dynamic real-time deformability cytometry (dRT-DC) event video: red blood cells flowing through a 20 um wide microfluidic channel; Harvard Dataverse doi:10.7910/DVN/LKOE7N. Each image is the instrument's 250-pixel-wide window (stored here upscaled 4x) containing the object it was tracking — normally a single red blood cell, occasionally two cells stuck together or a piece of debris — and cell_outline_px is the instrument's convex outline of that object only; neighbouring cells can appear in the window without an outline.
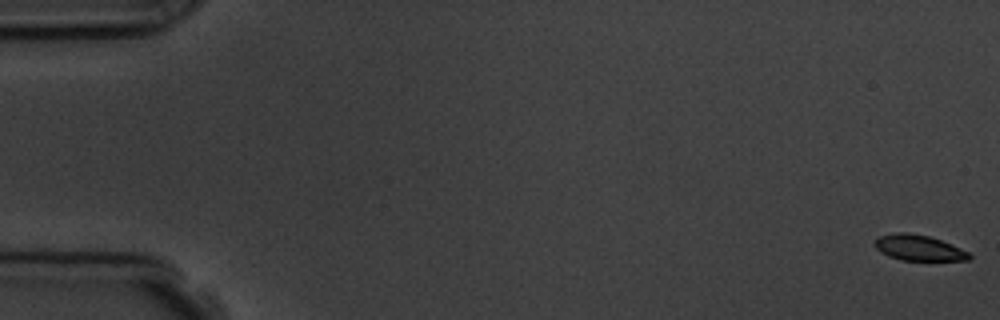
{"species": "common noctule bat (a hibernating species)", "species_latin": "Nyctalus noctula", "temperature_condition": "room temperature", "stored_images_in_passage": 9, "camera_frame_rate_fps": 3000, "um_per_image_px": 0.085, "animal": {"sex": "male", "body_mass_g": 19.5, "forearm_length_mm": 54.6}, "frame": {"image": 1, "passage_image": 1, "time_ms": 0.0, "image_size_px": [1000, 320], "cell_outline_px": [[972, 256], [968, 260], [900, 260], [888, 256], [880, 252], [872, 244], [880, 236], [896, 232], [908, 232], [928, 236], [940, 240], [960, 248], [968, 252]], "centroid_in_image_um": [78.05, 21.06], "position_along_channel_um": 7.0, "area_um2": 14.05}}